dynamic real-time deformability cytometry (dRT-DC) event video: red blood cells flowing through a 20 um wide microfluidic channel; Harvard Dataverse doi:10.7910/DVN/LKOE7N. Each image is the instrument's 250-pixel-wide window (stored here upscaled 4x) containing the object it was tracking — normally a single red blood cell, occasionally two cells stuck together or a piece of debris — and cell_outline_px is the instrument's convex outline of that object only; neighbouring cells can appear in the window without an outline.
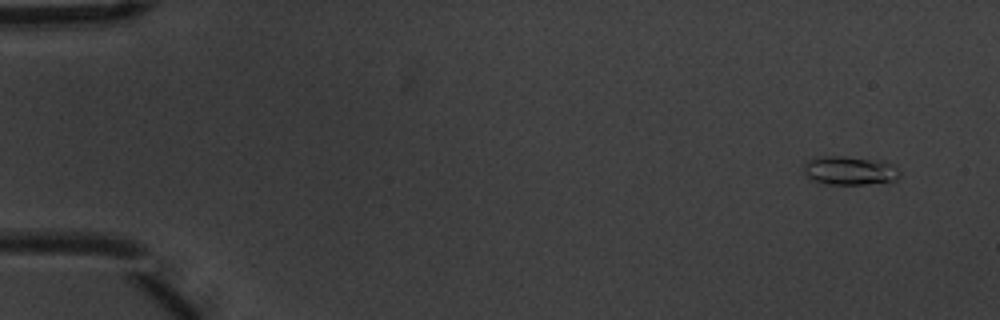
{"species": "common noctule bat (a hibernating species)", "species_latin": "Nyctalus noctula", "temperature_condition": "warm", "stored_images_in_passage": 7, "camera_frame_rate_fps": 3000, "um_per_image_px": 0.085, "animal": {"sex": "male", "body_mass_g": 20.1, "forearm_length_mm": 53.5}, "frame": {"image": 1, "passage_image": 1, "time_ms": 0.0, "image_size_px": [1000, 320], "cell_outline_px": [[900, 176], [896, 180], [864, 184], [828, 184], [812, 180], [804, 172], [804, 164], [808, 160], [820, 156], [844, 156], [884, 160], [892, 164], [900, 172]], "centroid_in_image_um": [72.24, 14.48], "position_along_channel_um": 12.8, "area_um2": 16.13}}
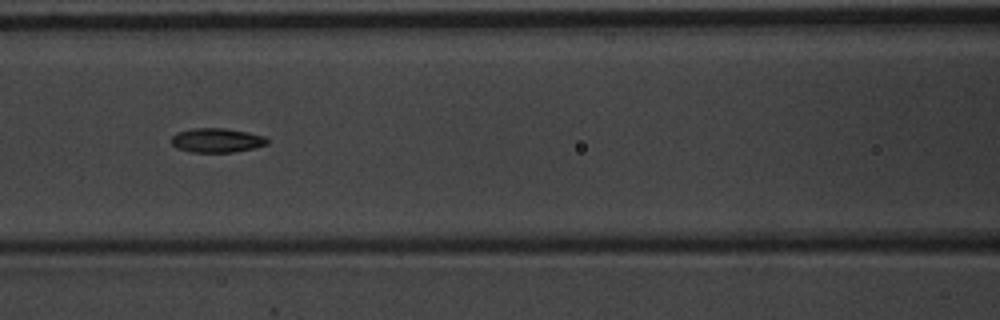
{"frame": {"image": 2, "passage_image": 7, "time_ms": 2.0, "image_size_px": [1000, 320], "cell_outline_px": [[268, 144], [256, 148], [232, 152], [188, 152], [176, 148], [168, 140], [176, 132], [192, 128], [224, 128], [248, 132], [264, 136], [268, 140]], "centroid_in_image_um": [18.38, 11.93], "position_along_channel_um": 148.2, "area_um2": 13.81}}